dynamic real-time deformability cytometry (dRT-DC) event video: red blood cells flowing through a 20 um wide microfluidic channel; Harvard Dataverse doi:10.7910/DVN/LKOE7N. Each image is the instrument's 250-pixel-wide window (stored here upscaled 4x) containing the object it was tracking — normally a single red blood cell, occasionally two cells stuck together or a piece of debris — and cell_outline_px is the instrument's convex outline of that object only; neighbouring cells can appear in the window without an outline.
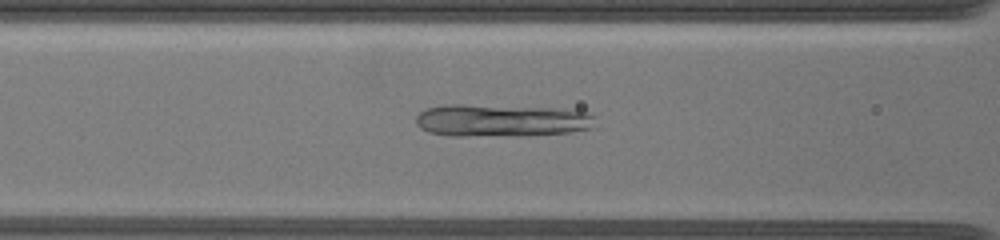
{"species": "common noctule bat (a hibernating species)", "species_latin": "Nyctalus noctula", "temperature_condition": "warm", "stored_images_in_passage": 26, "camera_frame_rate_fps": 3000, "um_per_image_px": 0.085, "animal": {"sex": "female", "body_mass_g": 19.5, "forearm_length_mm": 54.1}, "frame": {"image": 1, "passage_image": 10, "time_ms": 5.0, "image_size_px": [1000, 240], "cell_outline_px": [[596, 128], [568, 132], [520, 136], [448, 136], [428, 132], [420, 128], [416, 124], [416, 116], [424, 108], [444, 104], [464, 104], [564, 108], [592, 112]], "centroid_in_image_um": [42.63, 10.23], "position_along_channel_um": 124.0, "area_um2": 34.91}}
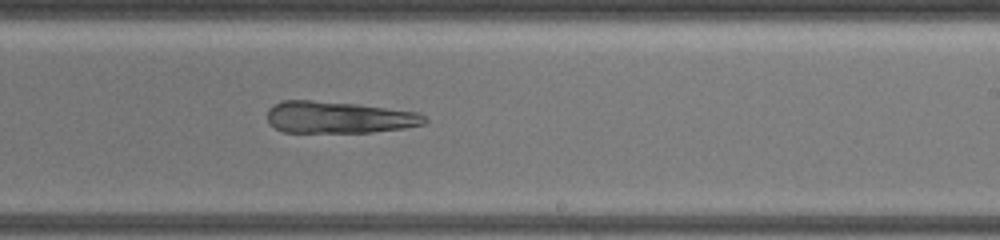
{"frame": {"image": 2, "passage_image": 16, "time_ms": 8.667, "image_size_px": [1000, 240], "cell_outline_px": [[428, 120], [424, 124], [404, 128], [372, 132], [284, 132], [268, 124], [268, 108], [272, 104], [284, 100], [312, 100], [356, 104], [416, 112], [424, 116]], "centroid_in_image_um": [28.75, 9.97], "position_along_channel_um": 260.3, "area_um2": 29.13}}
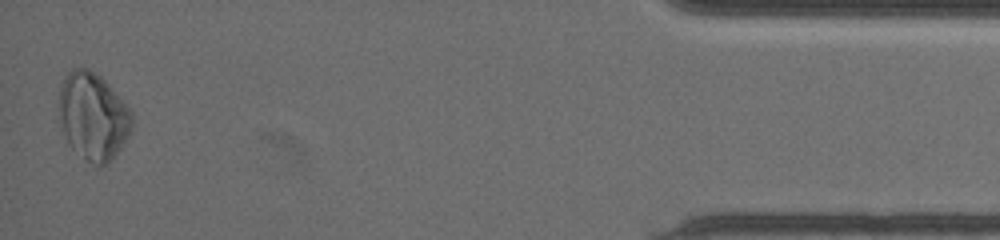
{"frame": {"image": 3, "passage_image": 26, "time_ms": 15.0, "image_size_px": [1000, 240], "cell_outline_px": [[132, 132], [112, 160], [100, 168], [84, 160], [68, 144], [60, 128], [60, 88], [68, 72], [72, 68], [88, 68], [100, 76], [108, 84], [132, 112]], "centroid_in_image_um": [7.92, 9.94], "position_along_channel_um": 427.3, "area_um2": 37.34}}